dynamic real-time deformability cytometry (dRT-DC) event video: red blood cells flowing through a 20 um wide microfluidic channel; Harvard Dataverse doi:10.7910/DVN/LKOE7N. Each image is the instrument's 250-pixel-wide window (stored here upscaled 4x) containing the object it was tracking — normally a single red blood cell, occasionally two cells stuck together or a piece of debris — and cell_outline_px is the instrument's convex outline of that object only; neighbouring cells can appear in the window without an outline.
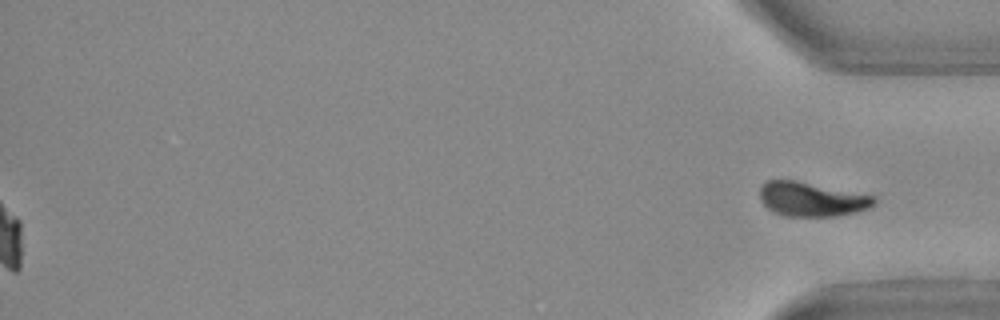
{"species": "Egyptian fruit bat (a non-hibernating species)", "species_latin": "Rousettus aegyptiacus", "temperature_condition": "warm", "stored_images_in_passage": 57, "segment_of_instrument_passage": [2, 2], "camera_frame_rate_fps": 3000, "um_per_image_px": 0.085, "animal": {"sex": "female"}, "frame": {"image": 1, "passage_image": 57, "time_ms": 18.667, "image_size_px": [1000, 320], "cell_outline_px": [[876, 204], [868, 208], [856, 212], [836, 216], [784, 216], [772, 212], [760, 200], [760, 188], [768, 180], [796, 180], [876, 196]], "centroid_in_image_um": [69.0, 16.94], "position_along_channel_um": 366.2, "area_um2": 22.89}}